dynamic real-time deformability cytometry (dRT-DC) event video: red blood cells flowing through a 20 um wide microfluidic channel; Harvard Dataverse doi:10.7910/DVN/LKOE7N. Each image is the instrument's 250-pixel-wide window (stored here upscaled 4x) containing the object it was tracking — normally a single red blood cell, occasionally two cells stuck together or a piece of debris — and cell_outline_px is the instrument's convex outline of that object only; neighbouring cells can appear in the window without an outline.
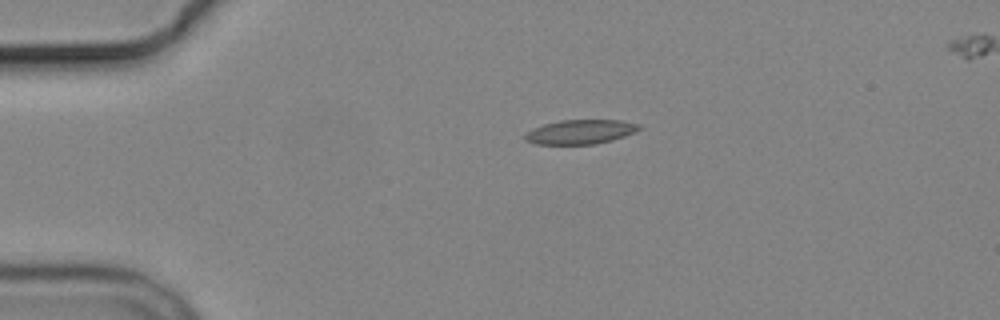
{"species": "common noctule bat (a hibernating species)", "species_latin": "Nyctalus noctula", "temperature_condition": "cold", "stored_images_in_passage": 3, "camera_frame_rate_fps": 3000, "um_per_image_px": 0.085, "animal": {"sex": "male", "body_mass_g": 19.2, "forearm_length_mm": 51.8}, "frame": {"image": 1, "passage_image": 1, "time_ms": 0.0, "image_size_px": [1000, 320], "cell_outline_px": [[640, 128], [636, 132], [612, 140], [592, 144], [536, 144], [524, 140], [524, 136], [528, 132], [544, 124], [560, 120], [620, 120], [640, 124]], "centroid_in_image_um": [49.35, 11.2], "position_along_channel_um": 35.6, "area_um2": 16.01}}